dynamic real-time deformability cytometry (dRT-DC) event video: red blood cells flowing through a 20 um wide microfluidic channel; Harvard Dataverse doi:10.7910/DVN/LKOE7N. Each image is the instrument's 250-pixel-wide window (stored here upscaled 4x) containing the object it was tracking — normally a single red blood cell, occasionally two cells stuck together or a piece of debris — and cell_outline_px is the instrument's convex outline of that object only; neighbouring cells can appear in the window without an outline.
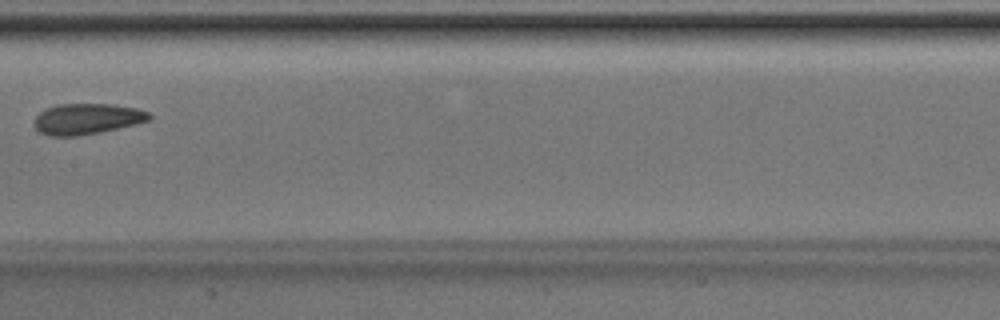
{"species": "Egyptian fruit bat (a non-hibernating species)", "species_latin": "Rousettus aegyptiacus", "temperature_condition": "room temperature", "stored_images_in_passage": 7, "camera_frame_rate_fps": 3000, "um_per_image_px": 0.085, "animal": {"sex": "male"}, "frame": {"image": 1, "passage_image": 6, "time_ms": 1.667, "image_size_px": [1000, 320], "cell_outline_px": [[152, 116], [148, 120], [136, 124], [100, 132], [76, 136], [48, 136], [40, 132], [36, 128], [36, 116], [44, 108], [56, 104], [112, 104], [136, 108], [148, 112]], "centroid_in_image_um": [7.38, 10.1], "position_along_channel_um": 200.0, "area_um2": 20.58}}